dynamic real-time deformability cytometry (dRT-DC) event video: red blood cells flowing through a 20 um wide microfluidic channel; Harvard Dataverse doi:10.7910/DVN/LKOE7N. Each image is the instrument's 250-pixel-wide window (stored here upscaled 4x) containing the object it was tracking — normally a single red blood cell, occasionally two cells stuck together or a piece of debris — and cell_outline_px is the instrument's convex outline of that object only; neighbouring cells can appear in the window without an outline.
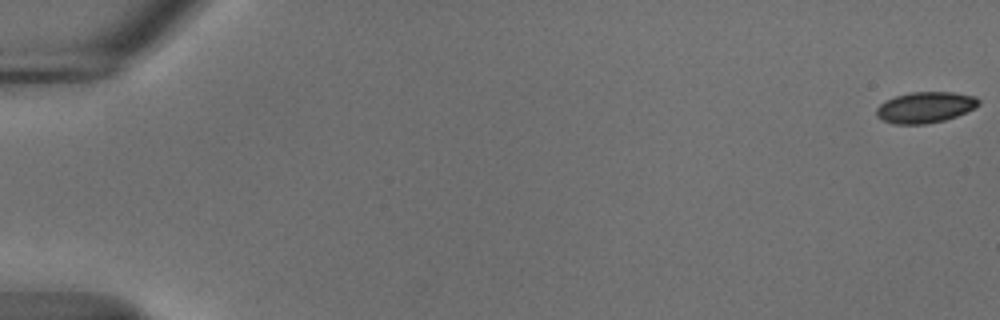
{"species": "common noctule bat (a hibernating species)", "species_latin": "Nyctalus noctula", "temperature_condition": "cold", "stored_images_in_passage": 56, "camera_frame_rate_fps": 3000, "um_per_image_px": 0.085, "animal": {"sex": "male", "body_mass_g": 18.8}, "frame": {"image": 1, "passage_image": 1, "time_ms": 0.0, "image_size_px": [1000, 320], "cell_outline_px": [[980, 104], [976, 108], [956, 116], [944, 120], [924, 124], [892, 124], [880, 120], [876, 116], [876, 108], [884, 100], [896, 96], [912, 92], [952, 92], [976, 96], [980, 100]], "centroid_in_image_um": [78.63, 9.12], "position_along_channel_um": 6.4, "area_um2": 18.67}}
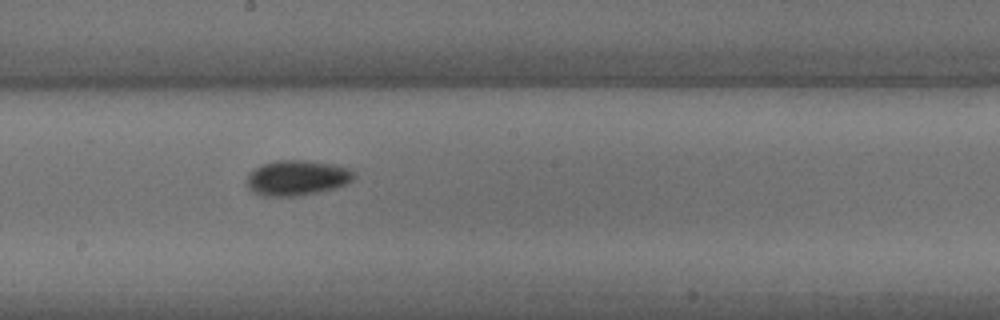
{"frame": {"image": 2, "passage_image": 32, "time_ms": 10.333, "image_size_px": [1000, 320], "cell_outline_px": [[356, 176], [348, 184], [336, 188], [320, 192], [296, 196], [260, 196], [252, 192], [248, 188], [244, 180], [248, 172], [260, 164], [276, 160], [304, 160], [336, 164], [352, 168], [356, 172]], "centroid_in_image_um": [25.24, 15.11], "position_along_channel_um": 223.0, "area_um2": 22.83}}
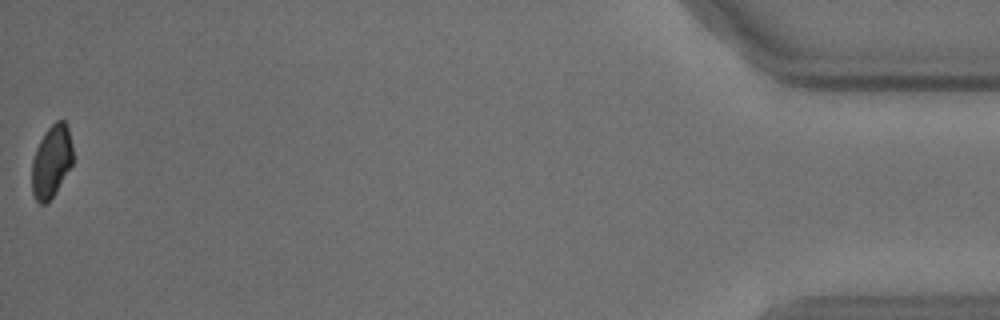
{"frame": {"image": 3, "passage_image": 56, "time_ms": 18.333, "image_size_px": [1000, 320], "cell_outline_px": [[72, 164], [56, 192], [44, 204], [40, 204], [36, 200], [32, 192], [32, 160], [36, 148], [44, 132], [56, 120], [64, 120], [68, 124], [72, 144]], "centroid_in_image_um": [4.37, 13.68], "position_along_channel_um": 430.8, "area_um2": 17.34}, "authors_computed_cell_mechanics": {"area_um2": 19.4786, "velocity_mm_per_s": 3.6895, "shape_relaxation_time_tau1_ms": 2.3185, "shape_relaxation_time_tau2_ms": null, "deformation_change_tau1": 0.0636, "deformation_change_tau2": null}}